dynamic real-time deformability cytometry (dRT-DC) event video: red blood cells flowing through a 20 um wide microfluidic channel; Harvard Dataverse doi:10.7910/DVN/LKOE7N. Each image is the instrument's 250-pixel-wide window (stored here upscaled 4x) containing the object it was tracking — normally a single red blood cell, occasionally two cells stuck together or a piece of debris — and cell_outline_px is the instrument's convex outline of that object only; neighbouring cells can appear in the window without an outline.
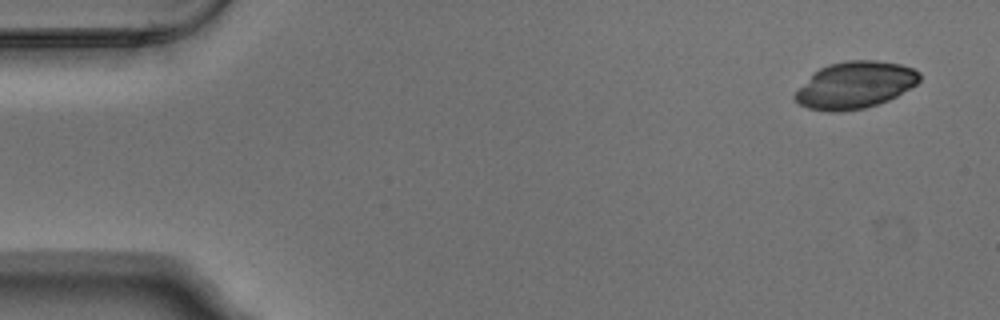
{"species": "Egyptian fruit bat (a non-hibernating species)", "species_latin": "Rousettus aegyptiacus", "temperature_condition": "warm", "stored_images_in_passage": 4, "camera_frame_rate_fps": 3000, "um_per_image_px": 0.085, "animal": {"sex": "male"}, "frame": {"image": 1, "passage_image": 1, "time_ms": 0.0, "image_size_px": [1000, 320], "cell_outline_px": [[920, 80], [916, 84], [896, 96], [888, 100], [864, 108], [840, 112], [828, 112], [808, 108], [800, 104], [792, 96], [820, 68], [828, 64], [844, 60], [876, 60], [900, 64], [912, 68], [920, 72]], "centroid_in_image_um": [72.7, 7.23], "position_along_channel_um": 12.3, "area_um2": 33.7}}
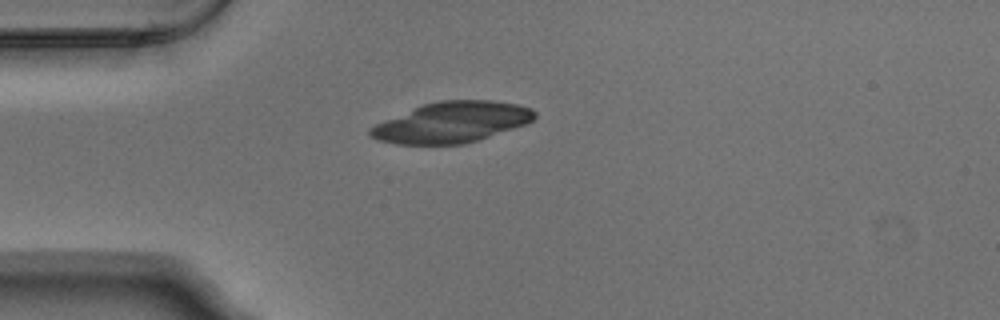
{"frame": {"image": 2, "passage_image": 4, "time_ms": 1.0, "image_size_px": [1000, 320], "cell_outline_px": [[536, 116], [532, 120], [524, 124], [464, 144], [396, 144], [376, 140], [368, 136], [368, 128], [376, 124], [424, 104], [440, 100], [492, 100], [516, 104], [532, 108], [536, 112]], "centroid_in_image_um": [38.37, 10.39], "position_along_channel_um": 46.6, "area_um2": 38.49}}